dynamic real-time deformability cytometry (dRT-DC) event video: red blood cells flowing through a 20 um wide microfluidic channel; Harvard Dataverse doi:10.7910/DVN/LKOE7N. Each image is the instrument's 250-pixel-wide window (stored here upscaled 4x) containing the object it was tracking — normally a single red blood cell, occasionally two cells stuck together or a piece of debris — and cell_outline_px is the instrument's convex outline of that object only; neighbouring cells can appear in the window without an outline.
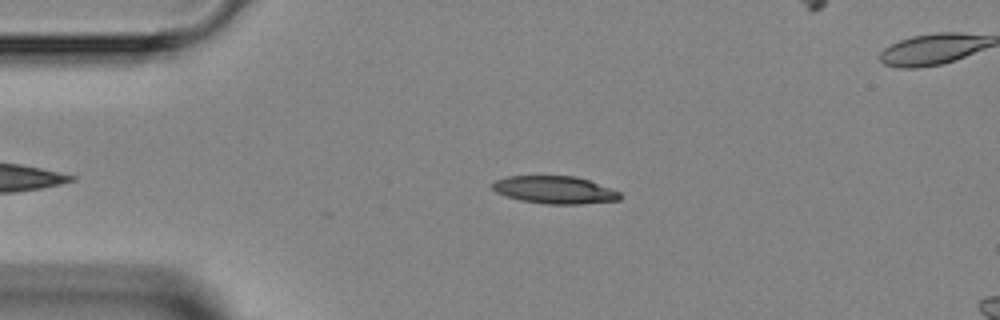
{"species": "Egyptian fruit bat (a non-hibernating species)", "species_latin": "Rousettus aegyptiacus", "temperature_condition": "room temperature", "stored_images_in_passage": 32, "camera_frame_rate_fps": 3000, "um_per_image_px": 0.085, "animal": {"sex": "female"}, "frame": {"image": 1, "passage_image": 4, "time_ms": 1.0, "image_size_px": [1000, 320], "cell_outline_px": [[620, 200], [580, 204], [548, 204], [520, 200], [496, 192], [492, 188], [492, 184], [496, 180], [508, 176], [576, 176], [612, 188], [620, 192]], "centroid_in_image_um": [47.17, 16.14], "position_along_channel_um": 37.8, "area_um2": 20.4}}
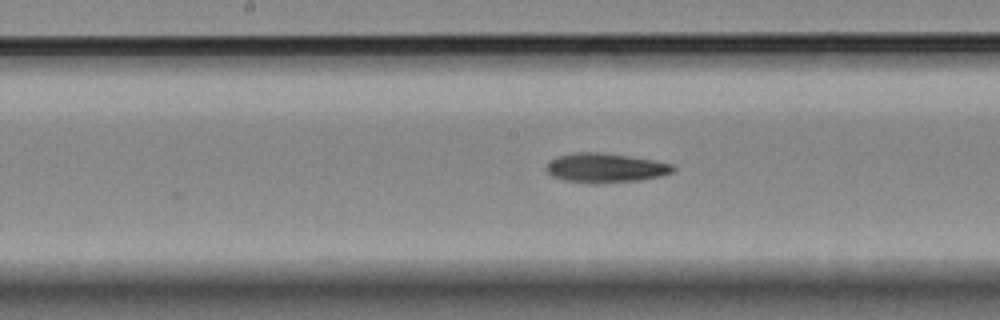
{"frame": {"image": 2, "passage_image": 17, "time_ms": 5.333, "image_size_px": [1000, 320], "cell_outline_px": [[676, 168], [672, 172], [660, 176], [640, 180], [596, 184], [564, 180], [552, 176], [544, 168], [556, 156], [576, 152], [600, 152], [656, 160], [672, 164]], "centroid_in_image_um": [51.46, 14.27], "position_along_channel_um": 196.7, "area_um2": 21.73}}
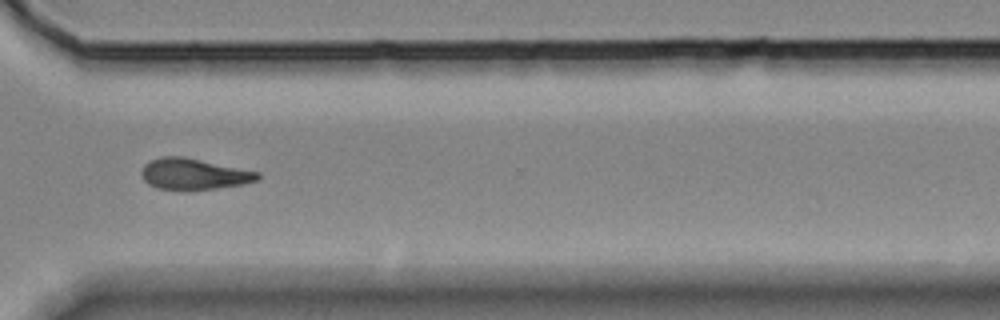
{"frame": {"image": 3, "passage_image": 28, "time_ms": 9.0, "image_size_px": [1000, 320], "cell_outline_px": [[260, 180], [244, 184], [192, 192], [156, 188], [148, 184], [144, 180], [140, 172], [144, 164], [148, 160], [160, 156], [184, 156], [260, 172]], "centroid_in_image_um": [16.46, 14.81], "position_along_channel_um": 354.1, "area_um2": 21.85}}